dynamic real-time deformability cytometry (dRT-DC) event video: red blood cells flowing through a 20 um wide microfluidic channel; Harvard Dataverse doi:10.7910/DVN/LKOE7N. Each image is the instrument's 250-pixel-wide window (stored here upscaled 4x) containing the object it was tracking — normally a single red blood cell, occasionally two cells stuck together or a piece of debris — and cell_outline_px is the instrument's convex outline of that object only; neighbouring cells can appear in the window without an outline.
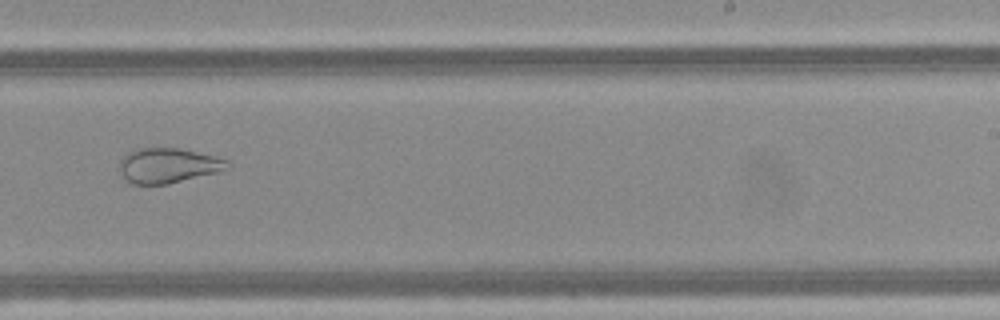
{"species": "Egyptian fruit bat (a non-hibernating species)", "species_latin": "Rousettus aegyptiacus", "temperature_condition": "warm", "stored_images_in_passage": 46, "camera_frame_rate_fps": 3000, "um_per_image_px": 0.085, "frame": {"image": 1, "passage_image": 26, "time_ms": 8.333, "image_size_px": [1000, 320], "cell_outline_px": [[232, 168], [220, 172], [168, 184], [132, 184], [124, 180], [120, 172], [120, 160], [128, 152], [136, 148], [180, 148], [228, 160], [232, 164]], "centroid_in_image_um": [14.31, 14.08], "position_along_channel_um": 274.7, "area_um2": 22.25}}
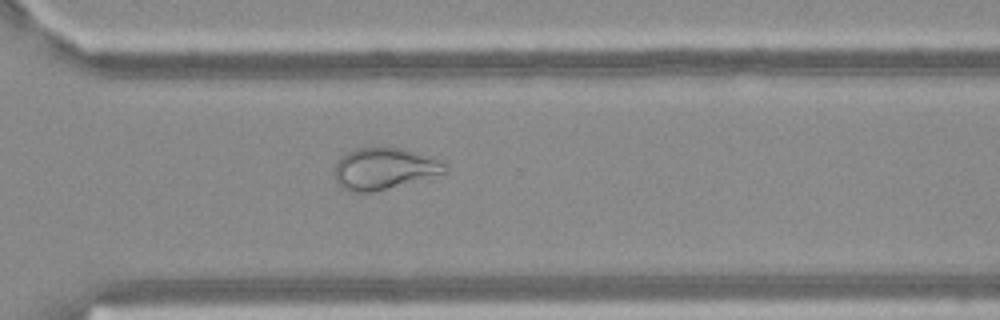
{"frame": {"image": 2, "passage_image": 31, "time_ms": 10.0, "image_size_px": [1000, 320], "cell_outline_px": [[448, 172], [372, 192], [352, 192], [340, 188], [336, 184], [336, 164], [340, 156], [356, 148], [400, 148], [436, 156], [448, 168]], "centroid_in_image_um": [32.67, 14.33], "position_along_channel_um": 337.9, "area_um2": 26.7}}
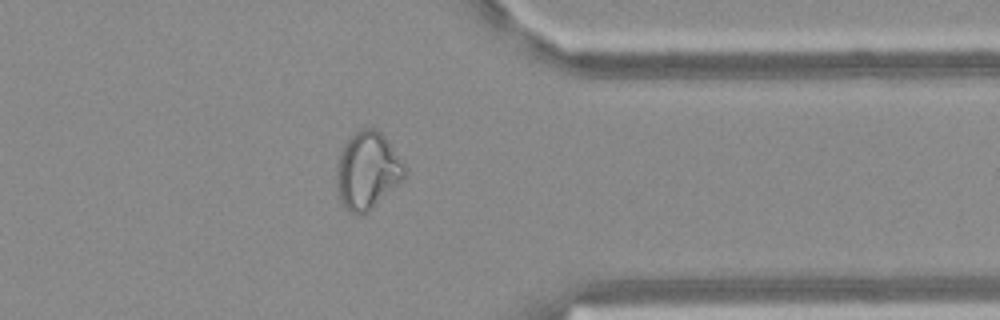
{"frame": {"image": 3, "passage_image": 35, "time_ms": 11.333, "image_size_px": [1000, 320], "cell_outline_px": [[408, 172], [368, 212], [360, 216], [356, 216], [348, 212], [344, 208], [340, 200], [336, 188], [336, 168], [340, 152], [344, 144], [360, 128], [376, 128], [388, 140], [408, 168]], "centroid_in_image_um": [31.2, 14.51], "position_along_channel_um": 380.2, "area_um2": 30.75}}